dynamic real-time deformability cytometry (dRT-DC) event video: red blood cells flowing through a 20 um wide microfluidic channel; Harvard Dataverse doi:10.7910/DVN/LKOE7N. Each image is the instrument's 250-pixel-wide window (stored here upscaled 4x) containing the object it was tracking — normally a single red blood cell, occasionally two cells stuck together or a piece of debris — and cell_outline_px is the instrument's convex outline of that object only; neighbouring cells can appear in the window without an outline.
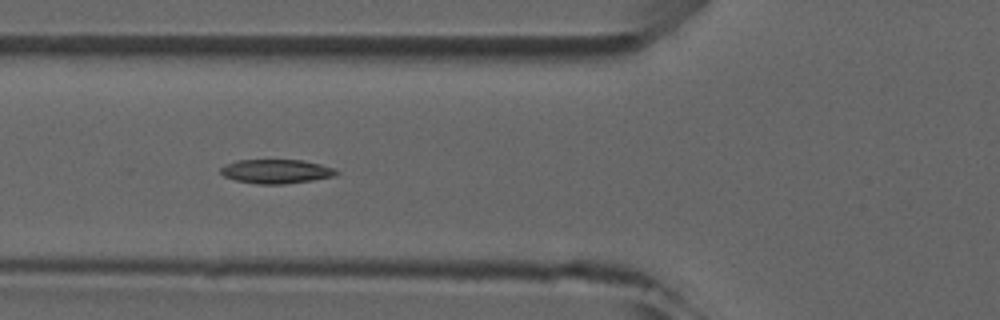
{"species": "common noctule bat (a hibernating species)", "species_latin": "Nyctalus noctula", "temperature_condition": "room temperature", "stored_images_in_passage": 8, "camera_frame_rate_fps": 3000, "um_per_image_px": 0.085, "animal": {"sex": "male", "forearm_length_mm": 52.5}, "frame": {"image": 1, "passage_image": 5, "time_ms": 5.333, "image_size_px": [1000, 320], "cell_outline_px": [[340, 172], [336, 176], [312, 180], [284, 184], [256, 184], [236, 180], [224, 176], [220, 172], [220, 168], [236, 160], [304, 160], [336, 168]], "centroid_in_image_um": [23.53, 14.57], "position_along_channel_um": 102.3, "area_um2": 16.3}}
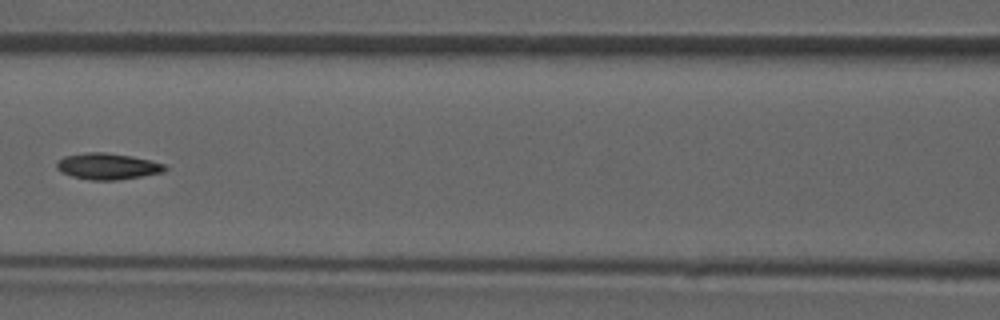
{"frame": {"image": 2, "passage_image": 6, "time_ms": 6.667, "image_size_px": [1000, 320], "cell_outline_px": [[168, 168], [164, 172], [116, 180], [92, 180], [72, 176], [56, 168], [56, 164], [64, 156], [88, 152], [108, 152], [132, 156], [152, 160], [164, 164]], "centroid_in_image_um": [9.18, 14.12], "position_along_channel_um": 157.4, "area_um2": 16.47}}